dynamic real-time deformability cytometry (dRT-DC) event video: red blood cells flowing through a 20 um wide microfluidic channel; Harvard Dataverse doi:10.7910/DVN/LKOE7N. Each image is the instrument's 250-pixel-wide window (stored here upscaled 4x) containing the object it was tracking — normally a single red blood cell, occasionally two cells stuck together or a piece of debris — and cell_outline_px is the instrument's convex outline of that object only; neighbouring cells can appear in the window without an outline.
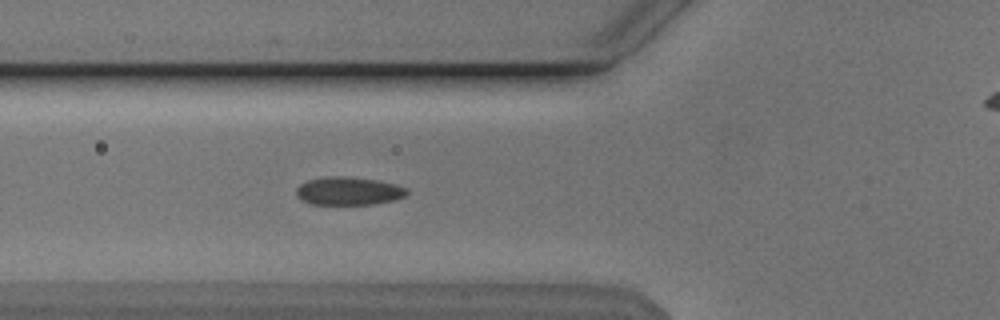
{"species": "Egyptian fruit bat (a non-hibernating species)", "species_latin": "Rousettus aegyptiacus", "temperature_condition": "cold", "stored_images_in_passage": 39, "camera_frame_rate_fps": 3000, "um_per_image_px": 0.085, "animal": {"sex": "male"}, "frame": {"image": 1, "passage_image": 4, "time_ms": 1.0, "image_size_px": [1000, 320], "cell_outline_px": [[408, 192], [404, 196], [396, 200], [376, 204], [308, 204], [300, 200], [296, 196], [296, 188], [300, 184], [308, 180], [332, 176], [348, 176], [380, 180], [396, 184], [408, 188]], "centroid_in_image_um": [29.64, 16.24], "position_along_channel_um": 96.2, "area_um2": 18.44}}
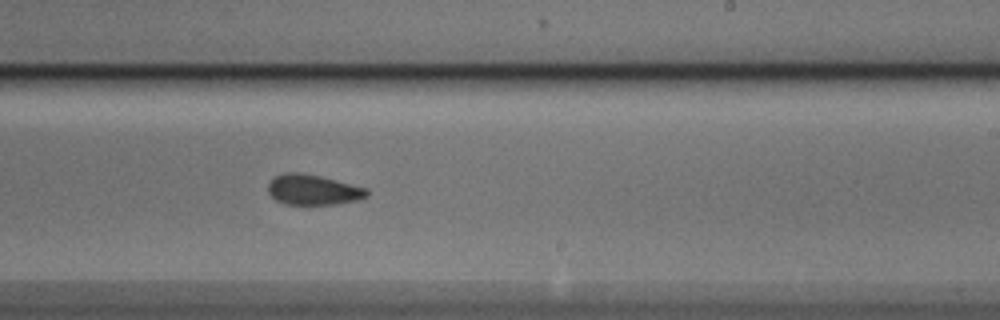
{"frame": {"image": 2, "passage_image": 17, "time_ms": 5.333, "image_size_px": [1000, 320], "cell_outline_px": [[368, 196], [356, 200], [336, 204], [284, 204], [276, 200], [268, 192], [268, 184], [276, 176], [288, 172], [296, 172], [320, 176], [368, 188]], "centroid_in_image_um": [26.62, 16.13], "position_along_channel_um": 262.4, "area_um2": 17.28}}
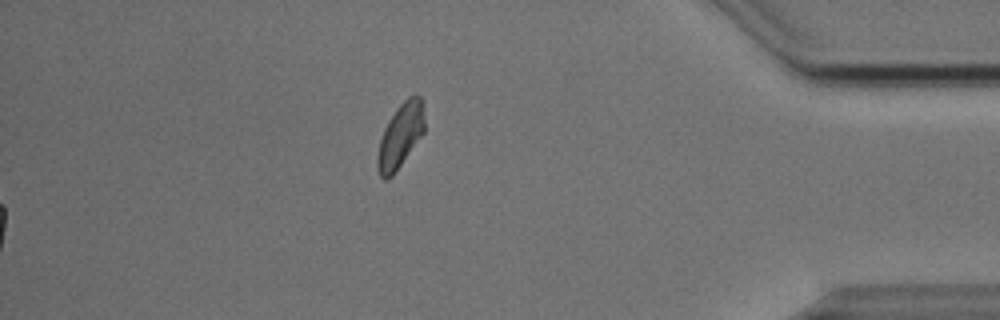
{"frame": {"image": 3, "passage_image": 39, "time_ms": 12.667, "image_size_px": [1000, 320], "cell_outline_px": [[424, 132], [392, 176], [388, 180], [384, 180], [380, 176], [376, 168], [376, 156], [380, 140], [384, 128], [388, 120], [396, 108], [412, 92], [416, 92], [424, 100]], "centroid_in_image_um": [34.03, 11.49], "position_along_channel_um": 401.2, "area_um2": 17.98}, "authors_computed_cell_mechanics": {"area_um2": 17.5712, "velocity_mm_per_s": 3.8343, "shape_relaxation_time_tau1_ms": 4.7447, "shape_relaxation_time_tau2_ms": 1.8706, "deformation_change_tau1": 0.0973, "deformation_change_tau2": 0.0637}}